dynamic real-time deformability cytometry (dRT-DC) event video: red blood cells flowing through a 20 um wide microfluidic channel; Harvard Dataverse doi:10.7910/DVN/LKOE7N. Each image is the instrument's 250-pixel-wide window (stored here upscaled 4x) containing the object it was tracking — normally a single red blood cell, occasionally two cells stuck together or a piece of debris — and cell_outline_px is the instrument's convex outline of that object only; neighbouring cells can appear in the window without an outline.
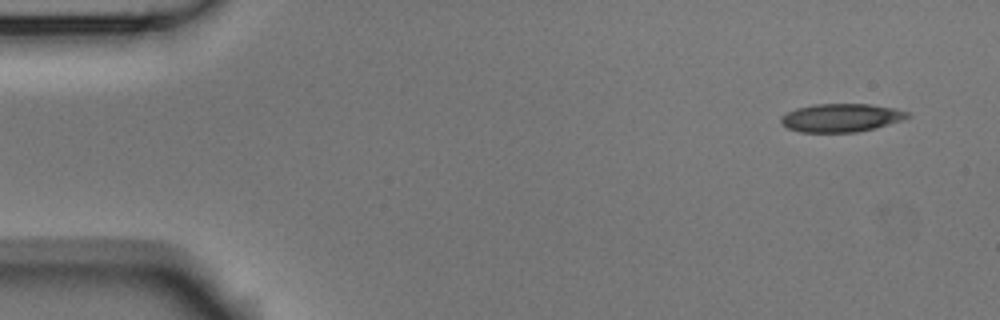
{"species": "Egyptian fruit bat (a non-hibernating species)", "species_latin": "Rousettus aegyptiacus", "temperature_condition": "room temperature", "stored_images_in_passage": 9, "camera_frame_rate_fps": 3000, "um_per_image_px": 0.085, "animal": {"sex": "male"}, "frame": {"image": 1, "passage_image": 1, "time_ms": 0.0, "image_size_px": [1000, 320], "cell_outline_px": [[912, 116], [876, 128], [856, 132], [800, 132], [788, 128], [780, 124], [780, 120], [788, 112], [796, 108], [816, 104], [868, 104], [892, 108], [912, 112]], "centroid_in_image_um": [71.51, 10.01], "position_along_channel_um": 13.5, "area_um2": 20.75}}
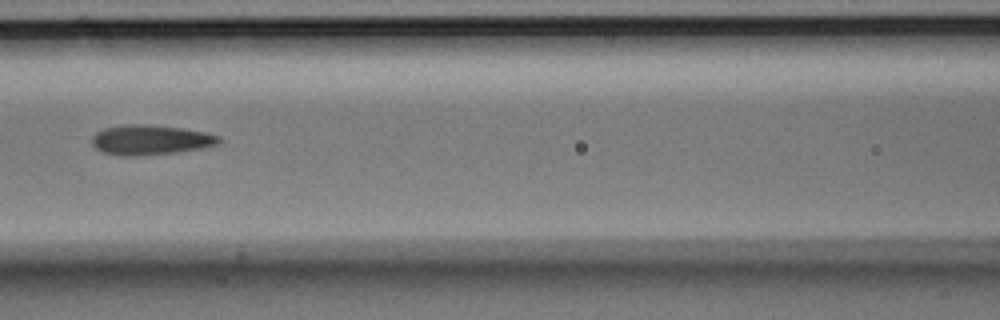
{"frame": {"image": 2, "passage_image": 6, "time_ms": 1.667, "image_size_px": [1000, 320], "cell_outline_px": [[220, 140], [216, 144], [200, 148], [176, 152], [136, 156], [120, 156], [104, 152], [96, 148], [92, 144], [92, 136], [96, 132], [104, 128], [124, 124], [144, 124], [184, 128], [204, 132], [220, 136]], "centroid_in_image_um": [12.75, 11.88], "position_along_channel_um": 153.9, "area_um2": 22.02}}
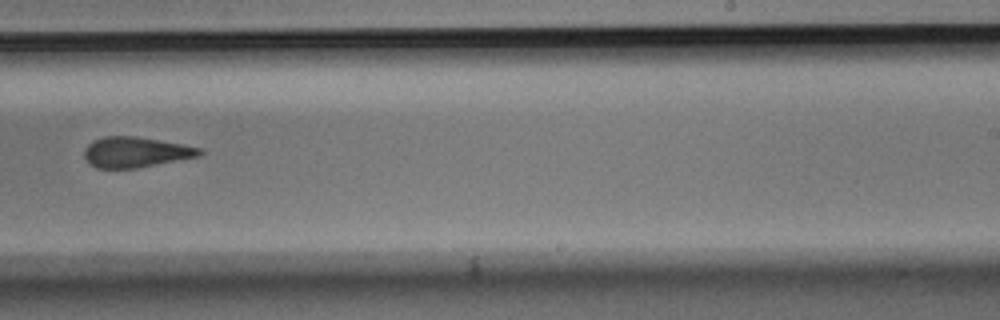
{"frame": {"image": 3, "passage_image": 9, "time_ms": 2.667, "image_size_px": [1000, 320], "cell_outline_px": [[204, 152], [200, 156], [136, 168], [96, 168], [84, 156], [84, 148], [92, 140], [104, 136], [136, 136], [180, 144], [200, 148]], "centroid_in_image_um": [11.51, 12.92], "position_along_channel_um": 277.5, "area_um2": 20.29}}